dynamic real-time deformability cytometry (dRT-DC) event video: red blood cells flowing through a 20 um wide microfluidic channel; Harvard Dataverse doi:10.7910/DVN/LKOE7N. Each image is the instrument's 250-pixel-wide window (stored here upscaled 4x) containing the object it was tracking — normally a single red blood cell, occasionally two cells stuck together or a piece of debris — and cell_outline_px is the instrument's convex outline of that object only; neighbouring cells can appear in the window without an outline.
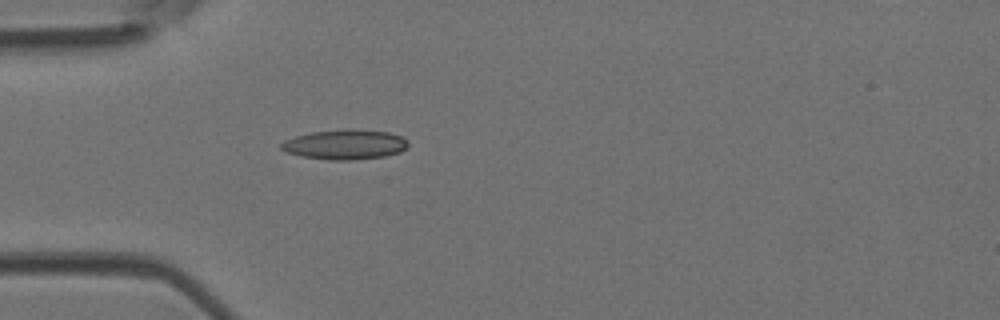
{"species": "Egyptian fruit bat (a non-hibernating species)", "species_latin": "Rousettus aegyptiacus", "temperature_condition": "room temperature", "stored_images_in_passage": 36, "camera_frame_rate_fps": 3000, "um_per_image_px": 0.085, "animal": {"sex": "female"}, "frame": {"image": 1, "passage_image": 1, "time_ms": 0.0, "image_size_px": [1000, 320], "cell_outline_px": [[408, 148], [400, 152], [384, 156], [348, 160], [328, 160], [300, 156], [288, 152], [280, 148], [280, 144], [284, 140], [296, 136], [312, 132], [388, 132], [400, 136], [408, 140]], "centroid_in_image_um": [29.31, 12.34], "position_along_channel_um": 55.7, "area_um2": 21.04}}
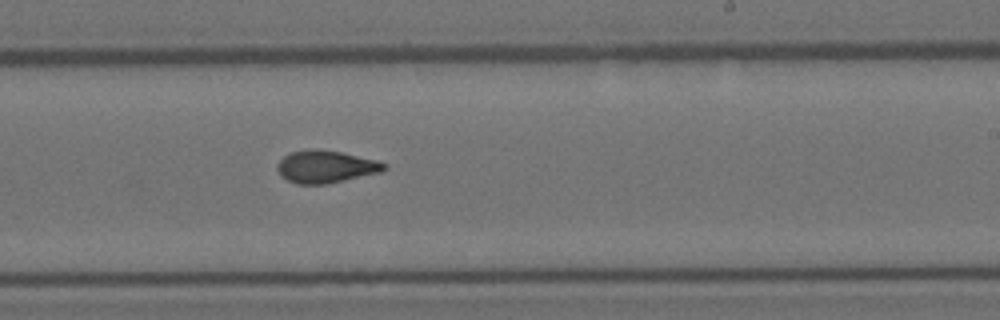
{"frame": {"image": 2, "passage_image": 16, "time_ms": 5.0, "image_size_px": [1000, 320], "cell_outline_px": [[388, 168], [380, 172], [328, 184], [296, 184], [280, 176], [276, 168], [276, 164], [284, 156], [292, 152], [340, 152], [376, 160], [388, 164]], "centroid_in_image_um": [27.7, 14.22], "position_along_channel_um": 261.3, "area_um2": 19.54}}
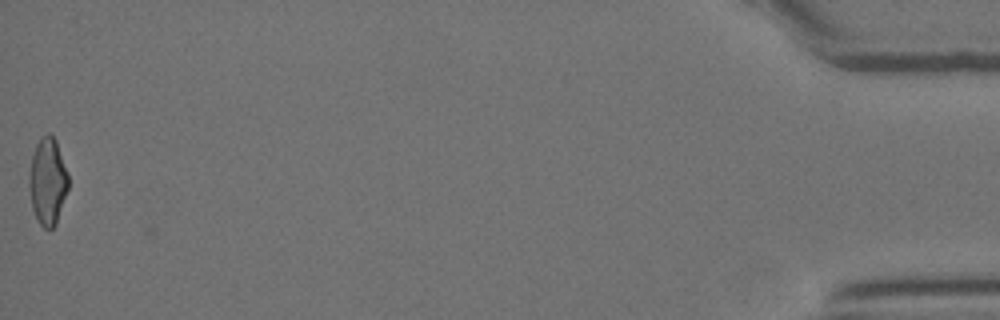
{"frame": {"image": 3, "passage_image": 35, "time_ms": 11.333, "image_size_px": [1000, 320], "cell_outline_px": [[68, 188], [56, 224], [52, 228], [44, 228], [36, 220], [32, 208], [28, 184], [28, 180], [32, 156], [36, 144], [40, 136], [48, 132], [56, 140], [68, 172]], "centroid_in_image_um": [4.04, 15.4], "position_along_channel_um": 431.2, "area_um2": 20.0}, "authors_computed_cell_mechanics": {"area_um2": 19.941, "velocity_mm_per_s": 4.2268, "shape_relaxation_time_tau1_ms": 8.7583, "shape_relaxation_time_tau2_ms": 1.8187, "deformation_change_tau1": 0.2281, "deformation_change_tau2": 0.0865}}